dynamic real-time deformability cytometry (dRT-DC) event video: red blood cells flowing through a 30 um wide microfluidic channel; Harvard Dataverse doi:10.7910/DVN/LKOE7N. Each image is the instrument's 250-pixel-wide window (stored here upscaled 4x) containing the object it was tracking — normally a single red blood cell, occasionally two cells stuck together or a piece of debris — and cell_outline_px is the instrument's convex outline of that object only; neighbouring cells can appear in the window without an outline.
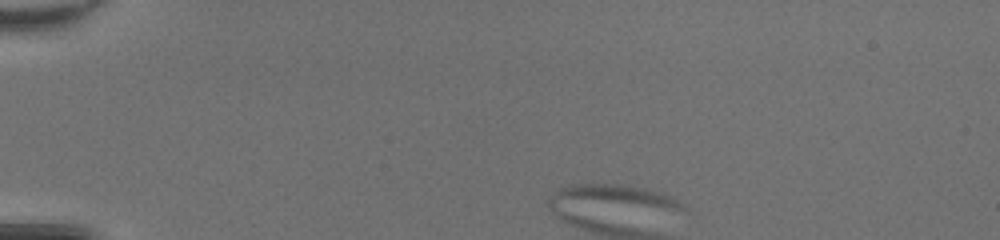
{"species": "common noctule bat (a hibernating species)", "species_latin": "Nyctalus noctula", "temperature_condition": "room temperature", "stored_images_in_passage": 1, "camera_frame_rate_fps": 3000, "um_per_image_px": 0.085, "animal": {"sex": "female", "body_mass_g": 20.0, "forearm_length_mm": 54.0}, "frame": {"image": 1, "passage_image": 1, "time_ms": 0.0, "image_size_px": [1000, 240], "cell_outline_px": [[680, 208], [552, 208], [548, 204], [548, 200], [560, 188], [580, 184], [624, 184], [644, 188], [672, 196], [680, 204]], "centroid_in_image_um": [51.88, 16.78], "position_along_channel_um": 33.1, "area_um2": 18.84}}